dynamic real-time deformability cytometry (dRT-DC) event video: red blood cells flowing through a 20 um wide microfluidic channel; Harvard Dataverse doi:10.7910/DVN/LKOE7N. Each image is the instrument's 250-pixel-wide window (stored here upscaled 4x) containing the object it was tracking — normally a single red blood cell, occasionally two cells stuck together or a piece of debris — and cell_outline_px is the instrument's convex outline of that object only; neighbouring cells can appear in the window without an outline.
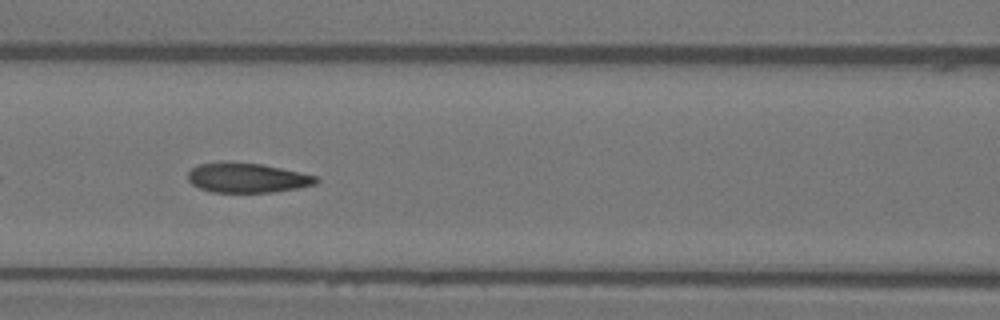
{"species": "Egyptian fruit bat (a non-hibernating species)", "species_latin": "Rousettus aegyptiacus", "temperature_condition": "warm", "stored_images_in_passage": 13, "camera_frame_rate_fps": 3000, "um_per_image_px": 0.085, "animal": {"sex": "female"}, "frame": {"image": 1, "passage_image": 8, "time_ms": 2.333, "image_size_px": [1000, 320], "cell_outline_px": [[320, 180], [316, 184], [296, 188], [272, 192], [212, 192], [200, 188], [192, 184], [188, 180], [188, 172], [192, 168], [200, 164], [260, 164], [300, 172], [316, 176]], "centroid_in_image_um": [21.04, 15.15], "position_along_channel_um": 145.6, "area_um2": 21.39}}
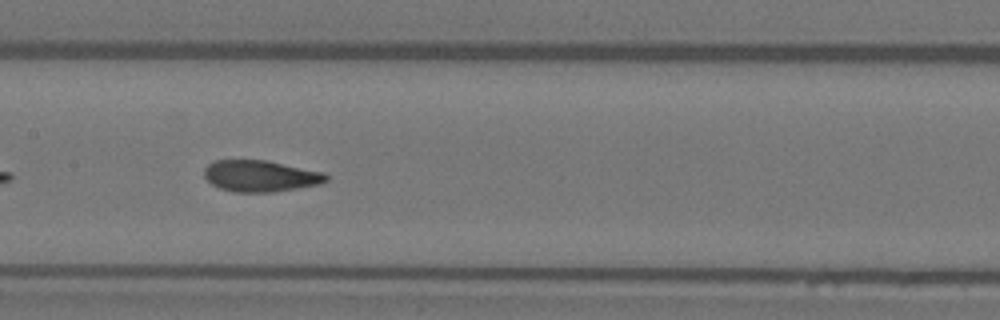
{"frame": {"image": 2, "passage_image": 11, "time_ms": 3.333, "image_size_px": [1000, 320], "cell_outline_px": [[328, 180], [320, 184], [272, 192], [236, 192], [220, 188], [212, 184], [204, 176], [204, 168], [208, 164], [216, 160], [268, 160], [324, 172], [328, 176]], "centroid_in_image_um": [22.15, 14.95], "position_along_channel_um": 185.3, "area_um2": 22.31}}